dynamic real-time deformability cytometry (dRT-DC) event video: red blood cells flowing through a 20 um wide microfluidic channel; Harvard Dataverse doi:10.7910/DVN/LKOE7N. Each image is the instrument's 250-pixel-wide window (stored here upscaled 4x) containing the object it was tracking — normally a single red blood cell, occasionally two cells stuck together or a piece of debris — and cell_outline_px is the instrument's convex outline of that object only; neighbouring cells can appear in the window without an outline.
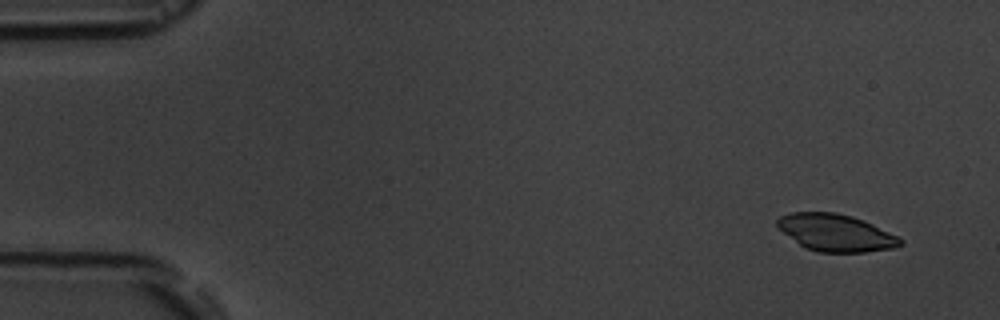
{"species": "common noctule bat (a hibernating species)", "species_latin": "Nyctalus noctula", "temperature_condition": "room temperature", "stored_images_in_passage": 6, "camera_frame_rate_fps": 3000, "um_per_image_px": 0.085, "animal": {"sex": "male", "body_mass_g": 19.5, "forearm_length_mm": 54.6}, "frame": {"image": 1, "passage_image": 2, "time_ms": 1.0, "image_size_px": [1000, 320], "cell_outline_px": [[904, 244], [892, 248], [864, 252], [820, 252], [804, 248], [784, 232], [776, 224], [776, 220], [780, 216], [792, 212], [836, 212], [852, 216], [864, 220], [904, 240]], "centroid_in_image_um": [71.04, 19.78], "position_along_channel_um": 14.0, "area_um2": 26.41}}
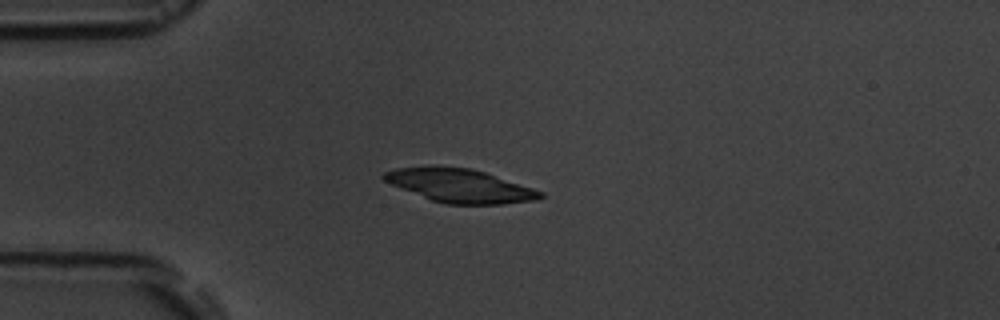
{"frame": {"image": 2, "passage_image": 5, "time_ms": 4.667, "image_size_px": [1000, 320], "cell_outline_px": [[544, 196], [536, 200], [504, 204], [444, 204], [432, 200], [392, 184], [384, 180], [380, 176], [384, 172], [396, 168], [424, 164], [468, 168], [484, 172], [544, 192]], "centroid_in_image_um": [39.05, 15.76], "position_along_channel_um": 45.9, "area_um2": 30.58}}